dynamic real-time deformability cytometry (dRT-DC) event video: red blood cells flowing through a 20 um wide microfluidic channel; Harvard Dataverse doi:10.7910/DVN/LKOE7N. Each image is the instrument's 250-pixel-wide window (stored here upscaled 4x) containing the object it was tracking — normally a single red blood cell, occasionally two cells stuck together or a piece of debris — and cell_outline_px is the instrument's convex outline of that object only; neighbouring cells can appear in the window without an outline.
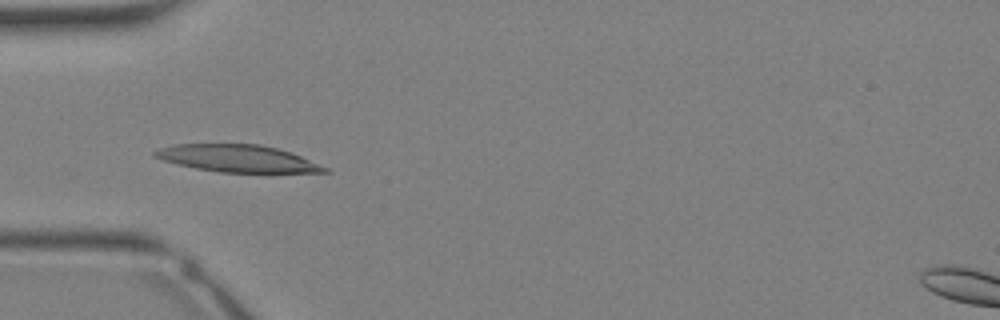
{"species": "Egyptian fruit bat (a non-hibernating species)", "species_latin": "Rousettus aegyptiacus", "temperature_condition": "warm", "stored_images_in_passage": 10, "camera_frame_rate_fps": 3000, "um_per_image_px": 0.085, "animal": {"sex": "female"}, "frame": {"image": 1, "passage_image": 7, "time_ms": 2.0, "image_size_px": [1000, 320], "cell_outline_px": [[332, 172], [220, 172], [196, 168], [176, 164], [152, 156], [152, 152], [160, 148], [176, 144], [260, 144], [292, 152], [328, 168]], "centroid_in_image_um": [20.18, 13.46], "position_along_channel_um": 64.8, "area_um2": 26.7}}